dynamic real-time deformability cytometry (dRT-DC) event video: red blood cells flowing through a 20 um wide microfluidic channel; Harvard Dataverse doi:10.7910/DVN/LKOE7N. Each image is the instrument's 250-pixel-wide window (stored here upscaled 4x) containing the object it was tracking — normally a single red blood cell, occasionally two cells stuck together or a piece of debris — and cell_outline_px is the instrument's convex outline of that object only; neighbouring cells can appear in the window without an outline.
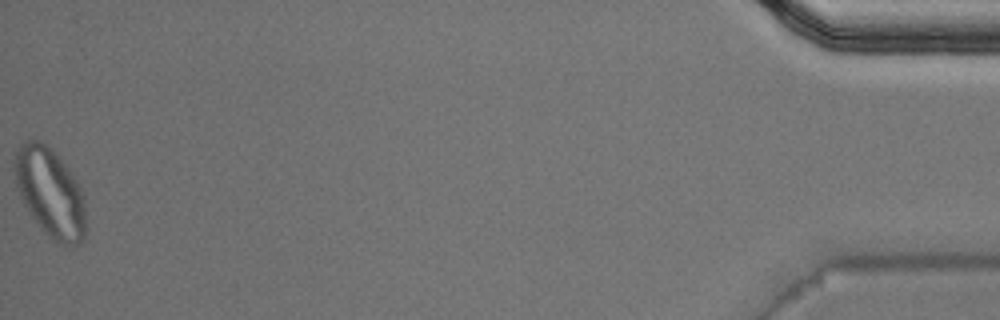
{"species": "Egyptian fruit bat (a non-hibernating species)", "species_latin": "Rousettus aegyptiacus", "temperature_condition": "warm", "stored_images_in_passage": 51, "camera_frame_rate_fps": 3000, "um_per_image_px": 0.085, "animal": {"sex": "male"}, "frame": {"image": 1, "passage_image": 51, "time_ms": 16.667, "image_size_px": [1000, 320], "cell_outline_px": [[84, 240], [80, 244], [60, 244], [52, 240], [48, 236], [32, 216], [24, 204], [16, 188], [12, 168], [12, 164], [16, 152], [20, 144], [24, 140], [40, 140], [56, 152], [80, 184], [84, 196]], "centroid_in_image_um": [4.23, 16.32], "position_along_channel_um": 431.0, "area_um2": 37.22}, "authors_computed_cell_mechanics": {"area_um2": 19.7676, "velocity_mm_per_s": 4.042, "shape_relaxation_time_tau1_ms": 9.3424, "shape_relaxation_time_tau2_ms": 1.2561, "deformation_change_tau1": 0.2793, "deformation_change_tau2": 0.072}}